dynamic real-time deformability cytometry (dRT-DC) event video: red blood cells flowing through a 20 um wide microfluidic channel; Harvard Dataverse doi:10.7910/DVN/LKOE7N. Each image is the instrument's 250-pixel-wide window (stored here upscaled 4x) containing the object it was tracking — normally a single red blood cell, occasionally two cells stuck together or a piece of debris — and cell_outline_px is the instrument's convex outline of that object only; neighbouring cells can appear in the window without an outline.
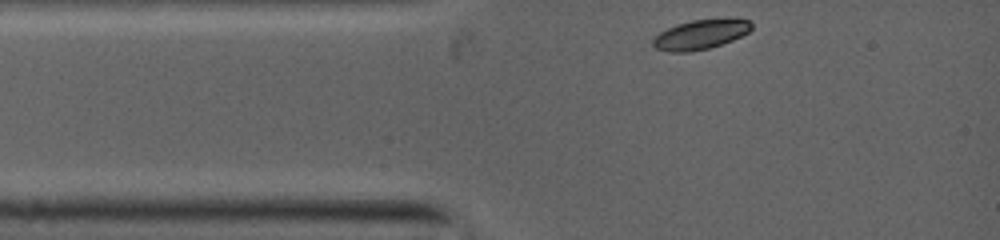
{"species": "common noctule bat (a hibernating species)", "species_latin": "Nyctalus noctula", "temperature_condition": "warm", "stored_images_in_passage": 22, "camera_frame_rate_fps": 5000, "um_per_image_px": 0.085, "animal": {"sex": "female", "body_mass_g": 19.0, "forearm_length_mm": 53.3}, "frame": {"image": 1, "passage_image": 1, "time_ms": 0.0, "image_size_px": [1000, 240], "cell_outline_px": [[752, 28], [748, 32], [732, 40], [708, 48], [684, 52], [672, 52], [656, 48], [652, 44], [652, 40], [660, 32], [676, 24], [692, 20], [736, 16], [752, 20]], "centroid_in_image_um": [59.62, 2.87], "position_along_channel_um": 25.4, "area_um2": 17.28}}
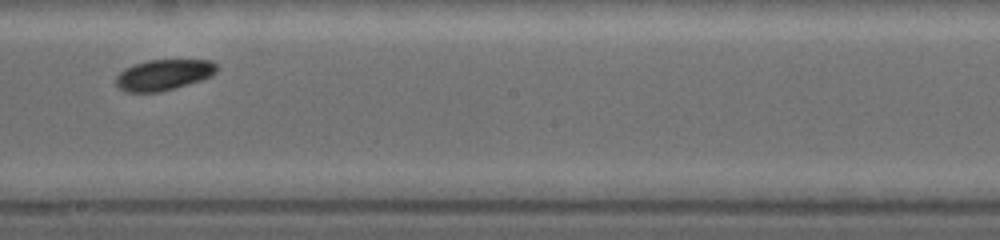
{"frame": {"image": 2, "passage_image": 13, "time_ms": 5.2, "image_size_px": [1000, 240], "cell_outline_px": [[216, 72], [200, 80], [172, 88], [156, 92], [128, 92], [120, 88], [116, 84], [116, 76], [124, 68], [132, 64], [144, 60], [212, 60], [216, 64]], "centroid_in_image_um": [13.85, 6.34], "position_along_channel_um": 234.3, "area_um2": 17.86}}
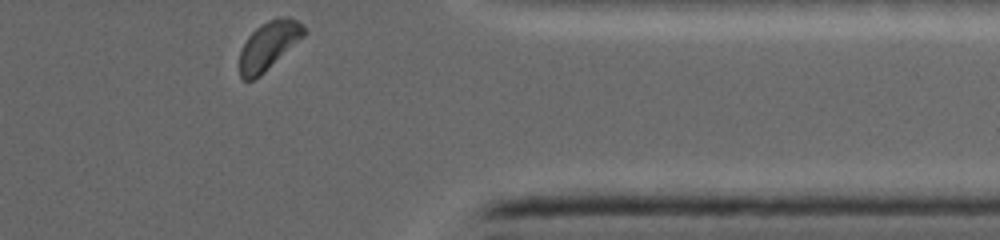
{"frame": {"image": 3, "passage_image": 22, "time_ms": 9.0, "image_size_px": [1000, 240], "cell_outline_px": [[308, 32], [304, 36], [252, 80], [244, 80], [240, 76], [240, 52], [248, 36], [260, 24], [268, 20], [280, 16], [288, 16], [304, 24]], "centroid_in_image_um": [22.86, 3.79], "position_along_channel_um": 388.5, "area_um2": 17.63}}